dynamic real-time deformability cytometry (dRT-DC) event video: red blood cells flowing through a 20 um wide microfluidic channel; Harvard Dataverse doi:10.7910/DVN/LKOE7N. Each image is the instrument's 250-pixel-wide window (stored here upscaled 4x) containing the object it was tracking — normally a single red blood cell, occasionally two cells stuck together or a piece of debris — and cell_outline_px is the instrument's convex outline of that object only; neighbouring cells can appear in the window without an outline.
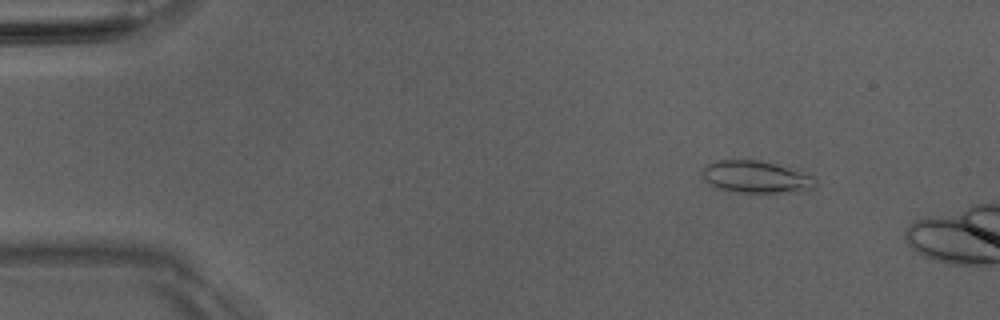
{"species": "Egyptian fruit bat (a non-hibernating species)", "species_latin": "Rousettus aegyptiacus", "temperature_condition": "room temperature", "stored_images_in_passage": 12, "camera_frame_rate_fps": 3000, "um_per_image_px": 0.085, "animal": {"sex": "male"}, "frame": {"image": 1, "passage_image": 7, "time_ms": 2.0, "image_size_px": [1000, 320], "cell_outline_px": [[816, 188], [772, 192], [736, 192], [720, 188], [704, 180], [700, 176], [700, 172], [708, 164], [716, 160], [756, 160], [808, 172], [816, 180]], "centroid_in_image_um": [64.24, 15.02], "position_along_channel_um": 20.8, "area_um2": 20.87}}